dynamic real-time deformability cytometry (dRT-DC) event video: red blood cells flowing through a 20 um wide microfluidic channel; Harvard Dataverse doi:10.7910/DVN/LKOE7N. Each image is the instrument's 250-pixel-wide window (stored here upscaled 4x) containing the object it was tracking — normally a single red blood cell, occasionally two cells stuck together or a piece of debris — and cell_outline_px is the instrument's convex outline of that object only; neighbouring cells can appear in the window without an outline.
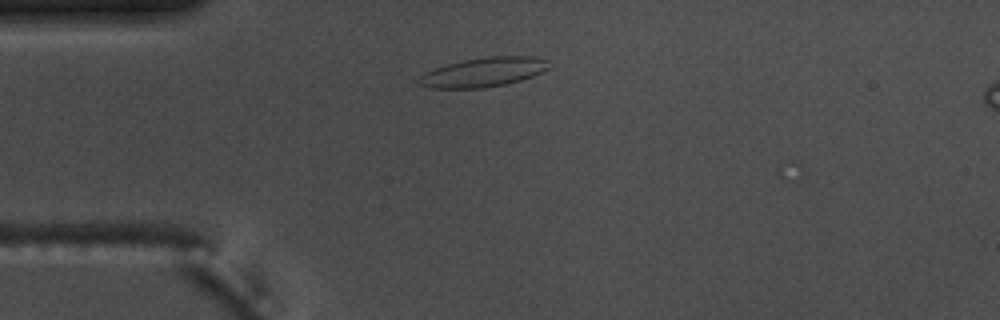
{"species": "common noctule bat (a hibernating species)", "species_latin": "Nyctalus noctula", "temperature_condition": "warm", "stored_images_in_passage": 2, "camera_frame_rate_fps": 3000, "um_per_image_px": 0.085, "animal": {"sex": "male", "body_mass_g": 17.5, "forearm_length_mm": 52.3}, "frame": {"image": 1, "passage_image": 1, "time_ms": 0.0, "image_size_px": [1000, 320], "cell_outline_px": [[548, 68], [532, 76], [520, 80], [504, 84], [484, 88], [432, 88], [420, 84], [416, 80], [424, 72], [448, 64], [464, 60], [488, 56], [536, 56], [548, 60]], "centroid_in_image_um": [41.09, 6.13], "position_along_channel_um": 43.9, "area_um2": 22.02}}